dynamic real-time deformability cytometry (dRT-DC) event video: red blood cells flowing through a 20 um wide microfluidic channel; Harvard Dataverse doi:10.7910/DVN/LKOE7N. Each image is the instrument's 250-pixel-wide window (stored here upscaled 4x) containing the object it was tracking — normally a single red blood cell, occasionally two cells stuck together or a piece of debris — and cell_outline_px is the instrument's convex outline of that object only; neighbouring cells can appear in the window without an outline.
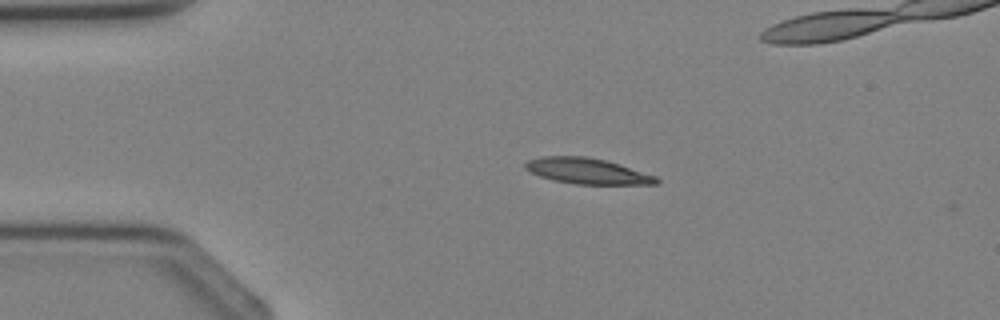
{"species": "Egyptian fruit bat (a non-hibernating species)", "species_latin": "Rousettus aegyptiacus", "temperature_condition": "cold", "stored_images_in_passage": 3, "camera_frame_rate_fps": 3000, "um_per_image_px": 0.085, "animal": {"sex": "female"}, "frame": {"image": 1, "passage_image": 2, "time_ms": 1.0, "image_size_px": [1000, 320], "cell_outline_px": [[660, 180], [656, 184], [576, 184], [552, 180], [540, 176], [524, 168], [524, 164], [528, 160], [540, 156], [588, 156], [620, 164], [656, 176]], "centroid_in_image_um": [49.9, 14.53], "position_along_channel_um": 35.1, "area_um2": 19.65}}